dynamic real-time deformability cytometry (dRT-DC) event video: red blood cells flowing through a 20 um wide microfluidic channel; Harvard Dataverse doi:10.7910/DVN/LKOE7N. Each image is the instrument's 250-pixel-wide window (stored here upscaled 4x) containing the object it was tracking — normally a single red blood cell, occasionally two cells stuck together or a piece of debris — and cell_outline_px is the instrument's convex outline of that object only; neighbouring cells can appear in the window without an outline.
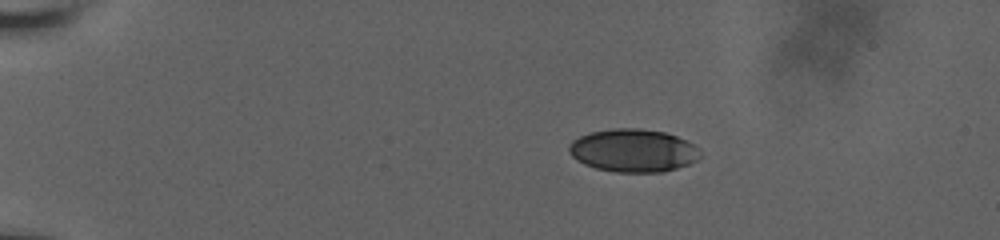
{"species": "human", "species_latin": "Homo sapiens", "temperature_condition": "room temperature", "stored_images_in_passage": 46, "camera_frame_rate_fps": 3000, "um_per_image_px": 0.085, "donor": {"sex": "male"}, "frame": {"image": 1, "passage_image": 1, "time_ms": 0.0, "image_size_px": [1000, 240], "cell_outline_px": [[700, 156], [696, 160], [688, 164], [664, 172], [616, 172], [596, 168], [584, 164], [576, 160], [568, 152], [568, 148], [572, 140], [580, 136], [592, 132], [612, 128], [640, 128], [664, 132], [676, 136], [700, 148]], "centroid_in_image_um": [53.8, 12.79], "position_along_channel_um": 31.2, "area_um2": 32.83}}
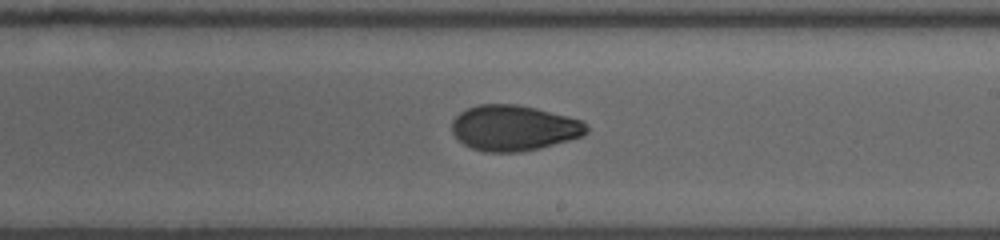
{"frame": {"image": 2, "passage_image": 25, "time_ms": 8.0, "image_size_px": [1000, 240], "cell_outline_px": [[588, 132], [584, 136], [540, 148], [520, 152], [484, 152], [472, 148], [464, 144], [452, 132], [452, 120], [460, 112], [468, 108], [480, 104], [516, 104], [536, 108], [568, 116], [580, 120], [588, 128]], "centroid_in_image_um": [43.68, 10.88], "position_along_channel_um": 245.3, "area_um2": 35.72}}
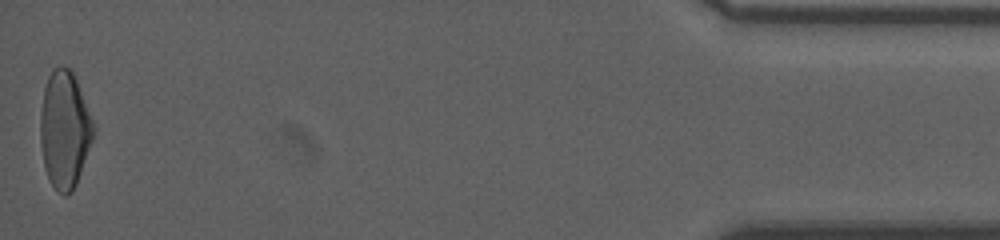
{"frame": {"image": 3, "passage_image": 46, "time_ms": 15.0, "image_size_px": [1000, 240], "cell_outline_px": [[96, 128], [92, 140], [76, 184], [72, 192], [64, 196], [48, 180], [44, 168], [40, 144], [40, 112], [44, 88], [48, 76], [52, 68], [60, 64], [68, 68], [72, 72], [76, 80]], "centroid_in_image_um": [5.47, 11.0], "position_along_channel_um": 429.7, "area_um2": 36.3}, "authors_computed_cell_mechanics": {"area_um2": 35.2002, "velocity_mm_per_s": 3.8134, "shape_relaxation_time_tau1_ms": 10.2043, "shape_relaxation_time_tau2_ms": 2.3527, "deformation_change_tau1": 0.2291, "deformation_change_tau2": 0.0598}}